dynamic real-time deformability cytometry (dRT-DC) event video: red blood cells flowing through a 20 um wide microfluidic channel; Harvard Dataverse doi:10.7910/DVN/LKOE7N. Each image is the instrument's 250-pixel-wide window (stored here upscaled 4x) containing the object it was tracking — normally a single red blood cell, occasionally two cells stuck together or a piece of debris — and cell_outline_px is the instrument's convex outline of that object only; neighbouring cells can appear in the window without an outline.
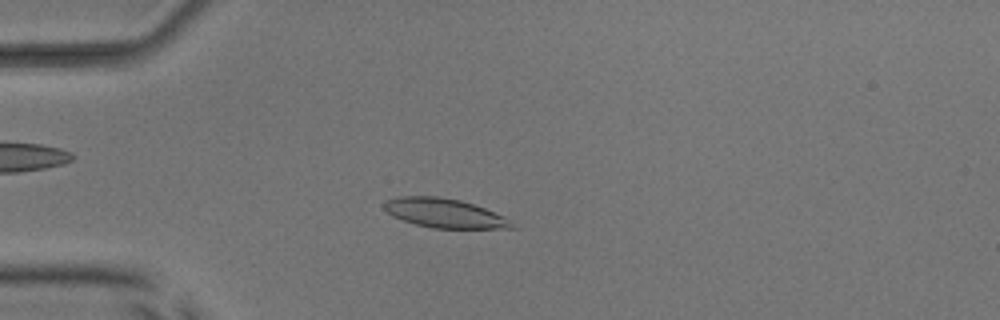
{"species": "common noctule bat (a hibernating species)", "species_latin": "Nyctalus noctula", "temperature_condition": "room temperature", "stored_images_in_passage": 52, "camera_frame_rate_fps": 3000, "um_per_image_px": 0.085, "animal": {"sex": "male", "body_mass_g": 17.9, "forearm_length_mm": 54.2}, "frame": {"image": 1, "passage_image": 14, "time_ms": 4.333, "image_size_px": [1000, 320], "cell_outline_px": [[516, 228], [432, 228], [416, 224], [392, 216], [384, 208], [384, 204], [388, 200], [396, 196], [436, 196], [460, 200], [484, 208], [504, 216], [512, 220]], "centroid_in_image_um": [37.8, 18.12], "position_along_channel_um": 47.2, "area_um2": 21.56}}
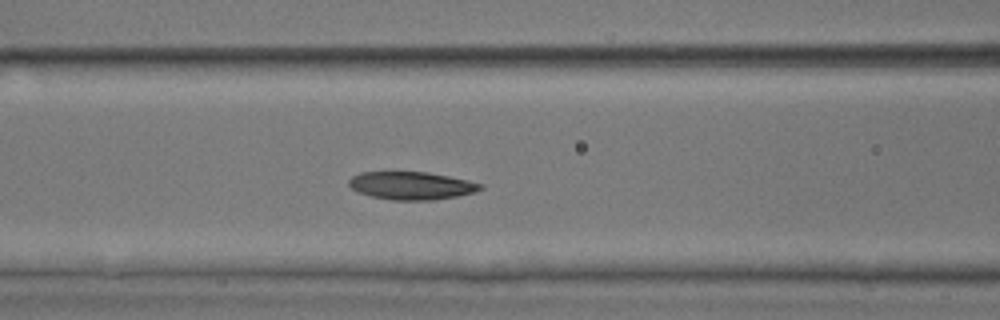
{"frame": {"image": 2, "passage_image": 22, "time_ms": 7.0, "image_size_px": [1000, 320], "cell_outline_px": [[484, 188], [476, 192], [456, 196], [432, 200], [392, 200], [372, 196], [360, 192], [352, 188], [348, 184], [348, 180], [352, 176], [360, 172], [428, 172], [468, 180], [484, 184]], "centroid_in_image_um": [35.0, 15.77], "position_along_channel_um": 131.6, "area_um2": 21.33}}
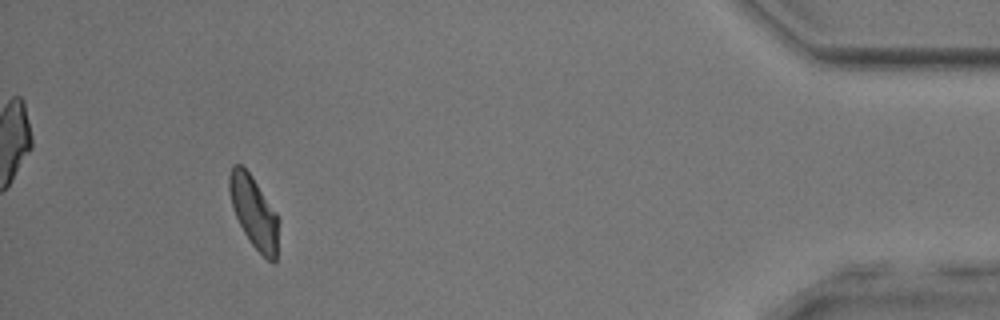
{"frame": {"image": 3, "passage_image": 48, "time_ms": 15.667, "image_size_px": [1000, 320], "cell_outline_px": [[280, 220], [276, 260], [272, 264], [248, 240], [232, 208], [228, 188], [228, 176], [232, 164], [240, 164], [252, 176], [276, 212]], "centroid_in_image_um": [21.59, 18.03], "position_along_channel_um": 413.6, "area_um2": 20.81}, "authors_computed_cell_mechanics": {"area_um2": 21.7328, "velocity_mm_per_s": 3.962, "shape_relaxation_time_tau1_ms": 3.1644, "shape_relaxation_time_tau2_ms": 2.4305, "deformation_change_tau1": 0.1286, "deformation_change_tau2": 0.0815}}